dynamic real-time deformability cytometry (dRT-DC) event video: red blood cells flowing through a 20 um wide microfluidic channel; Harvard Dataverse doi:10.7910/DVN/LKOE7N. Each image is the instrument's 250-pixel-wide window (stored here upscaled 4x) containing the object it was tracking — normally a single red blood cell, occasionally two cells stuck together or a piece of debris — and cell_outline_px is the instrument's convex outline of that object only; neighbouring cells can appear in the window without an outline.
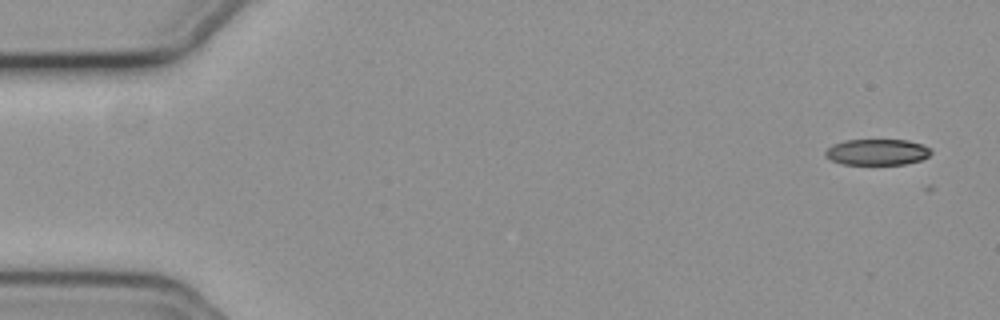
{"species": "common noctule bat (a hibernating species)", "species_latin": "Nyctalus noctula", "temperature_condition": "cold", "stored_images_in_passage": 8, "camera_frame_rate_fps": 3000, "um_per_image_px": 0.085, "animal": {"sex": "female", "body_mass_g": 19.3, "forearm_length_mm": 54.1}, "frame": {"image": 1, "passage_image": 1, "time_ms": 0.0, "image_size_px": [1000, 320], "cell_outline_px": [[932, 152], [928, 156], [920, 160], [904, 164], [844, 164], [832, 160], [824, 156], [824, 152], [832, 144], [844, 140], [908, 140], [932, 148]], "centroid_in_image_um": [74.54, 12.92], "position_along_channel_um": 10.5, "area_um2": 16.01}}